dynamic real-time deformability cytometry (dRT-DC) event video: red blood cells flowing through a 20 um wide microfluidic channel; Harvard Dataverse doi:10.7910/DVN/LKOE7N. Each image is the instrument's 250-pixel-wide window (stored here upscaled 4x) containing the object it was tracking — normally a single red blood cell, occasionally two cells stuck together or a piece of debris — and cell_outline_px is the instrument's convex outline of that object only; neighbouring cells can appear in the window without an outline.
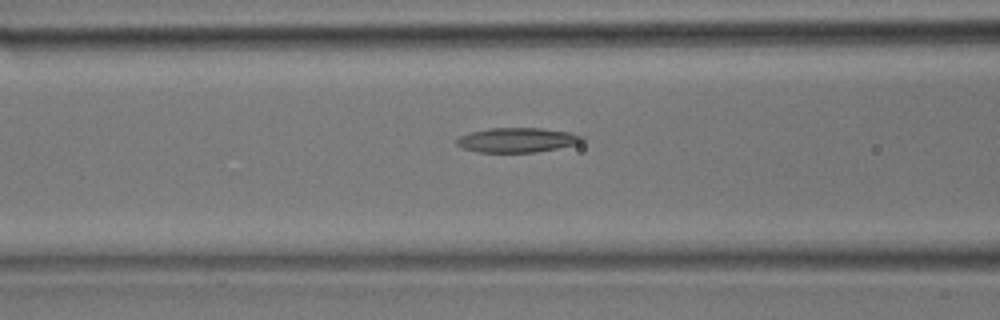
{"species": "common noctule bat (a hibernating species)", "species_latin": "Nyctalus noctula", "temperature_condition": "room temperature", "stored_images_in_passage": 36, "camera_frame_rate_fps": 3000, "um_per_image_px": 0.085, "animal": {"sex": "male", "body_mass_g": 17.9}, "frame": {"image": 1, "passage_image": 15, "time_ms": 4.667, "image_size_px": [1000, 320], "cell_outline_px": [[584, 140], [576, 144], [536, 152], [476, 152], [464, 148], [456, 144], [456, 140], [460, 136], [472, 132], [488, 128], [540, 128], [572, 132], [584, 136]], "centroid_in_image_um": [43.97, 11.89], "position_along_channel_um": 122.6, "area_um2": 17.92}}
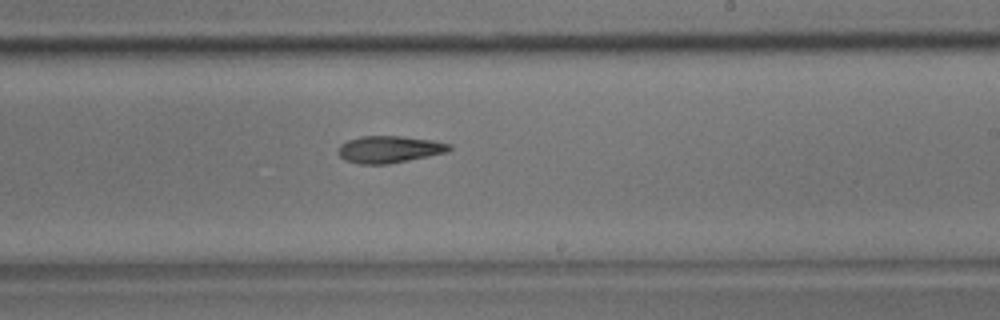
{"frame": {"image": 2, "passage_image": 22, "time_ms": 7.0, "image_size_px": [1000, 320], "cell_outline_px": [[452, 148], [448, 152], [388, 164], [360, 164], [344, 160], [336, 152], [340, 144], [348, 140], [360, 136], [400, 136], [432, 140], [452, 144]], "centroid_in_image_um": [33.07, 12.69], "position_along_channel_um": 255.9, "area_um2": 17.57}}
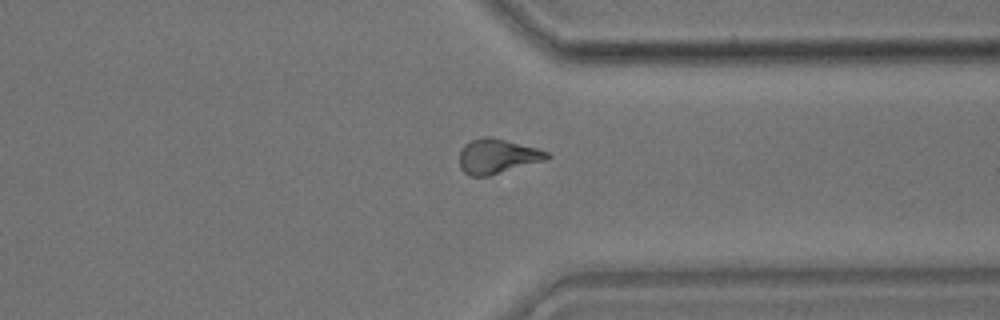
{"frame": {"image": 3, "passage_image": 28, "time_ms": 9.0, "image_size_px": [1000, 320], "cell_outline_px": [[552, 156], [548, 160], [488, 176], [468, 176], [460, 168], [460, 148], [464, 144], [472, 140], [484, 136], [492, 136], [536, 148], [548, 152]], "centroid_in_image_um": [42.28, 13.28], "position_along_channel_um": 369.1, "area_um2": 17.92}}